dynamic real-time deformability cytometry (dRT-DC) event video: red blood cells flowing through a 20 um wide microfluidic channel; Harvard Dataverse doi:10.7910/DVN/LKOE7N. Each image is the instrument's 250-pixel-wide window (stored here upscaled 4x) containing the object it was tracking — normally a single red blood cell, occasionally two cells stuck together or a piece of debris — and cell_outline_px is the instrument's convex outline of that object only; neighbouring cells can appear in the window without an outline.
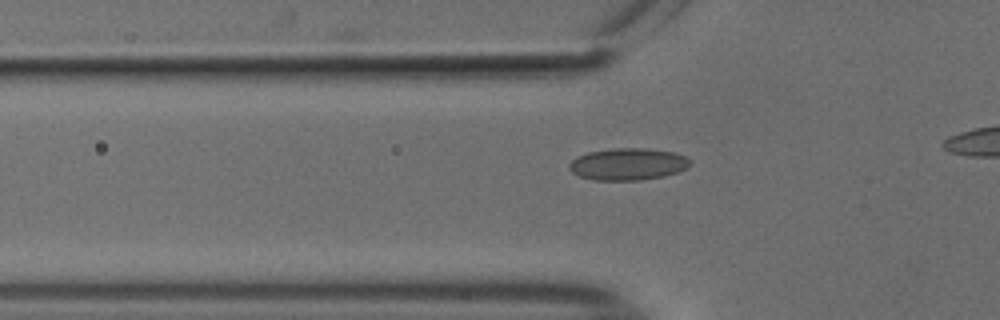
{"species": "common noctule bat (a hibernating species)", "species_latin": "Nyctalus noctula", "temperature_condition": "cold", "stored_images_in_passage": 39, "camera_frame_rate_fps": 3000, "um_per_image_px": 0.085, "animal": {"sex": "male", "body_mass_g": 18.8}, "frame": {"image": 1, "passage_image": 13, "time_ms": 4.0, "image_size_px": [1000, 320], "cell_outline_px": [[692, 164], [676, 172], [664, 176], [640, 180], [592, 180], [580, 176], [572, 172], [568, 168], [568, 164], [576, 156], [588, 152], [612, 148], [644, 148], [672, 152], [684, 156]], "centroid_in_image_um": [53.31, 13.95], "position_along_channel_um": 72.5, "area_um2": 22.43}}
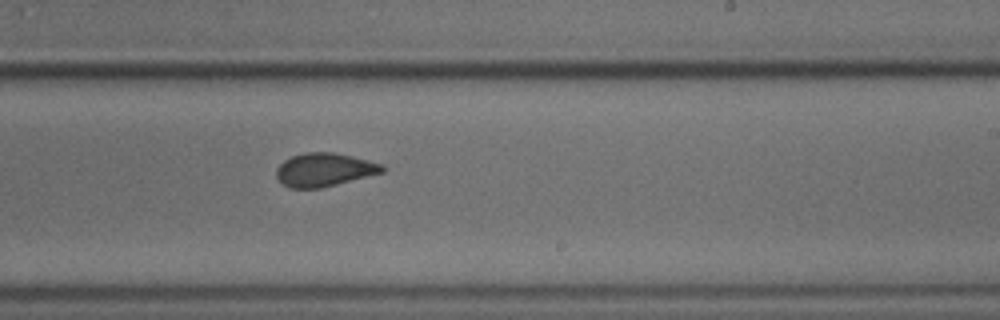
{"frame": {"image": 2, "passage_image": 28, "time_ms": 9.0, "image_size_px": [1000, 320], "cell_outline_px": [[384, 172], [320, 188], [288, 188], [276, 176], [276, 168], [284, 160], [292, 156], [304, 152], [332, 152], [352, 156], [384, 164]], "centroid_in_image_um": [27.56, 14.42], "position_along_channel_um": 261.4, "area_um2": 20.52}}
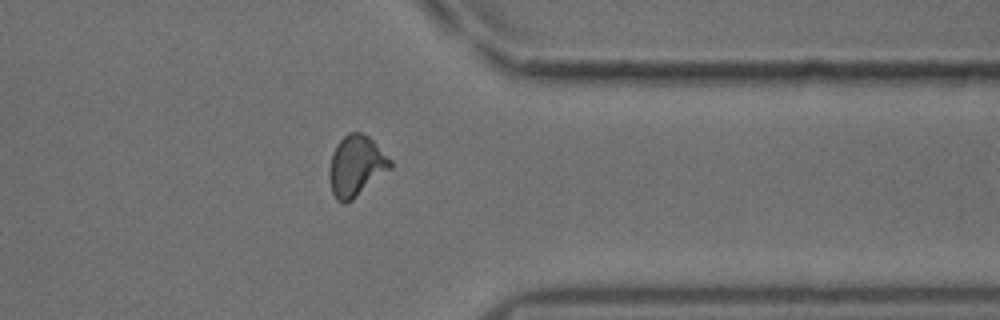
{"frame": {"image": 3, "passage_image": 38, "time_ms": 12.333, "image_size_px": [1000, 320], "cell_outline_px": [[392, 168], [352, 200], [344, 204], [336, 200], [332, 192], [328, 176], [328, 172], [332, 152], [336, 144], [348, 132], [360, 132], [368, 136], [392, 160]], "centroid_in_image_um": [30.25, 14.11], "position_along_channel_um": 381.1, "area_um2": 21.73}}